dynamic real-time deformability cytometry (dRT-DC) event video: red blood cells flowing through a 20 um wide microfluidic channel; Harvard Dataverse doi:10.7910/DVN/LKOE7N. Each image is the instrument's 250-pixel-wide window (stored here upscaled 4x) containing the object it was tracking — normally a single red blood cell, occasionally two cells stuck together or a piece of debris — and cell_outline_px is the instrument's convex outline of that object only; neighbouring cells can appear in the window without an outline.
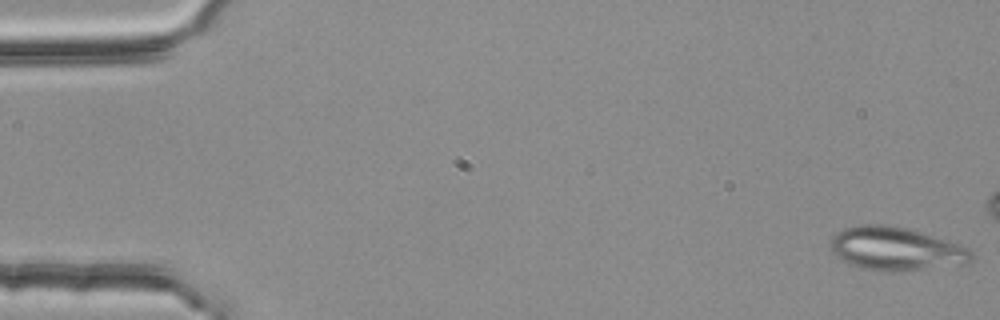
{"species": "common noctule bat (a hibernating species)", "species_latin": "Nyctalus noctula", "temperature_condition": "room temperature", "stored_images_in_passage": 3, "camera_frame_rate_fps": 3000, "um_per_image_px": 0.085, "animal": {"sex": "female", "body_mass_g": 25.1}, "frame": {"image": 1, "passage_image": 1, "time_ms": 0.0, "image_size_px": [1000, 320], "cell_outline_px": [[976, 256], [968, 264], [892, 272], [880, 272], [860, 268], [840, 260], [832, 252], [832, 236], [836, 232], [844, 228], [856, 224], [888, 224], [908, 228], [968, 248]], "centroid_in_image_um": [76.13, 21.16], "position_along_channel_um": 8.9, "area_um2": 35.89}}